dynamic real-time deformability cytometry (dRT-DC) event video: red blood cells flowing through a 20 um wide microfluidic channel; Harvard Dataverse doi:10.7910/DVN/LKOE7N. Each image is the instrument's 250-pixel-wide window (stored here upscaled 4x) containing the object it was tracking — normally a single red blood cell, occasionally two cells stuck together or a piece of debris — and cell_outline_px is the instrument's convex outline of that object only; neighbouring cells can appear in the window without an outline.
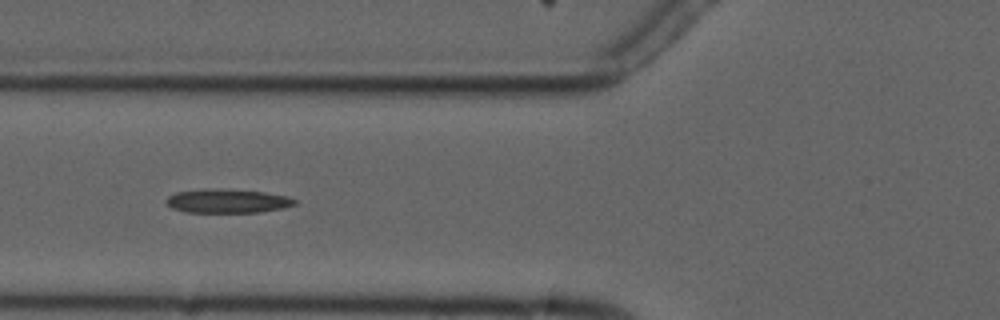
{"species": "common noctule bat (a hibernating species)", "species_latin": "Nyctalus noctula", "temperature_condition": "cold", "stored_images_in_passage": 10, "camera_frame_rate_fps": 3000, "um_per_image_px": 0.085, "animal": {"sex": "male", "forearm_length_mm": 52.5}, "frame": {"image": 1, "passage_image": 5, "time_ms": 6.0, "image_size_px": [1000, 320], "cell_outline_px": [[296, 204], [284, 208], [260, 212], [184, 212], [172, 208], [164, 200], [168, 196], [176, 192], [204, 188], [216, 188], [264, 192], [288, 196], [296, 200]], "centroid_in_image_um": [19.31, 17.08], "position_along_channel_um": 106.5, "area_um2": 18.03}}
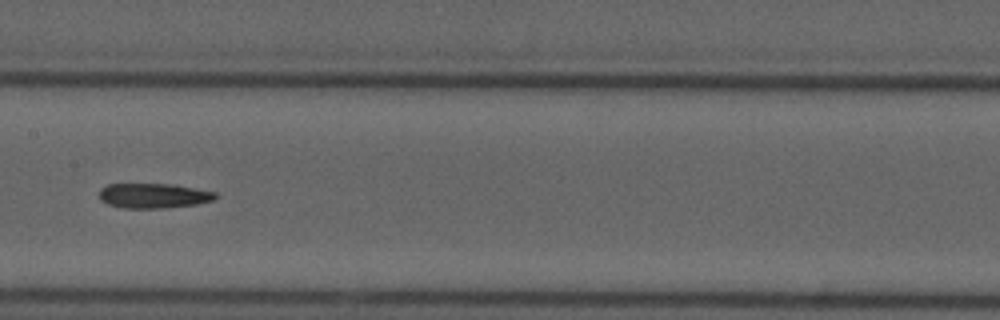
{"frame": {"image": 2, "passage_image": 7, "time_ms": 8.333, "image_size_px": [1000, 320], "cell_outline_px": [[220, 196], [216, 200], [196, 204], [160, 208], [124, 208], [108, 204], [100, 200], [100, 188], [108, 184], [176, 184], [216, 192]], "centroid_in_image_um": [13.1, 16.63], "position_along_channel_um": 194.3, "area_um2": 16.99}}
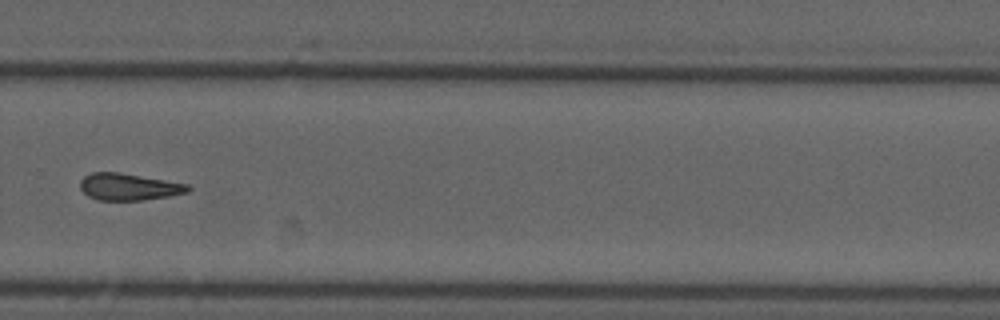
{"frame": {"image": 3, "passage_image": 10, "time_ms": 11.667, "image_size_px": [1000, 320], "cell_outline_px": [[192, 188], [188, 192], [168, 196], [144, 200], [96, 200], [88, 196], [80, 188], [80, 180], [84, 176], [92, 172], [120, 172], [188, 184]], "centroid_in_image_um": [10.93, 15.88], "position_along_channel_um": 318.9, "area_um2": 16.94}}